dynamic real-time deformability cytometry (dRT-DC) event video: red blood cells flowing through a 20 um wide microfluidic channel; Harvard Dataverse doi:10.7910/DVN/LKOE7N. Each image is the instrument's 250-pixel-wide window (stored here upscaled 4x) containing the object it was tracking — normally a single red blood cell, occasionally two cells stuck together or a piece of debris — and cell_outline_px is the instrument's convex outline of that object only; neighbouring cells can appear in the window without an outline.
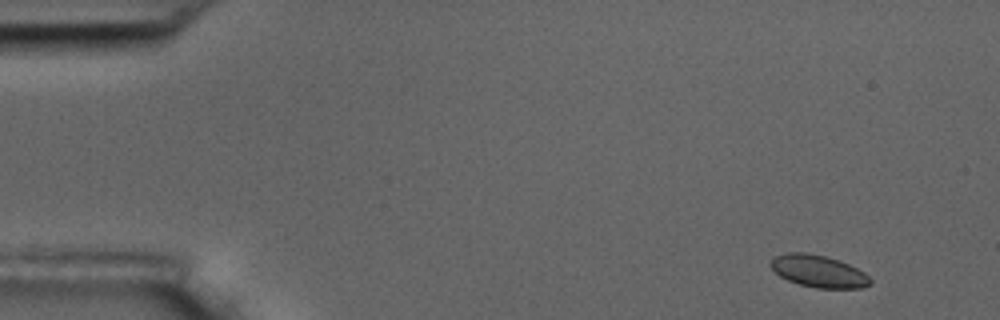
{"species": "common noctule bat (a hibernating species)", "species_latin": "Nyctalus noctula", "temperature_condition": "room temperature", "stored_images_in_passage": 8, "camera_frame_rate_fps": 3000, "um_per_image_px": 0.085, "animal": {"sex": "male", "body_mass_g": 17.5, "forearm_length_mm": 52.3}, "frame": {"image": 1, "passage_image": 1, "time_ms": 0.0, "image_size_px": [1000, 320], "cell_outline_px": [[872, 284], [864, 288], [816, 288], [800, 284], [788, 280], [780, 276], [768, 264], [776, 256], [788, 252], [804, 252], [824, 256], [848, 264], [864, 272], [872, 280]], "centroid_in_image_um": [69.59, 23.06], "position_along_channel_um": 15.4, "area_um2": 18.5}}
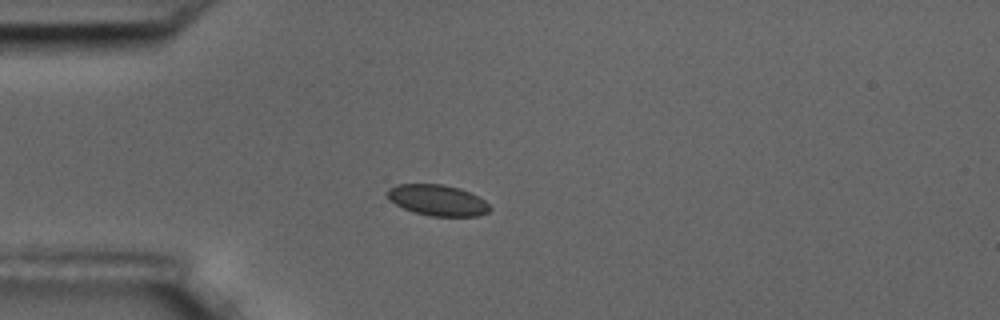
{"frame": {"image": 2, "passage_image": 4, "time_ms": 3.667, "image_size_px": [1000, 320], "cell_outline_px": [[492, 208], [488, 212], [480, 216], [432, 216], [412, 212], [388, 200], [388, 188], [396, 184], [444, 184], [460, 188], [484, 200]], "centroid_in_image_um": [37.18, 17.02], "position_along_channel_um": 47.8, "area_um2": 18.5}}
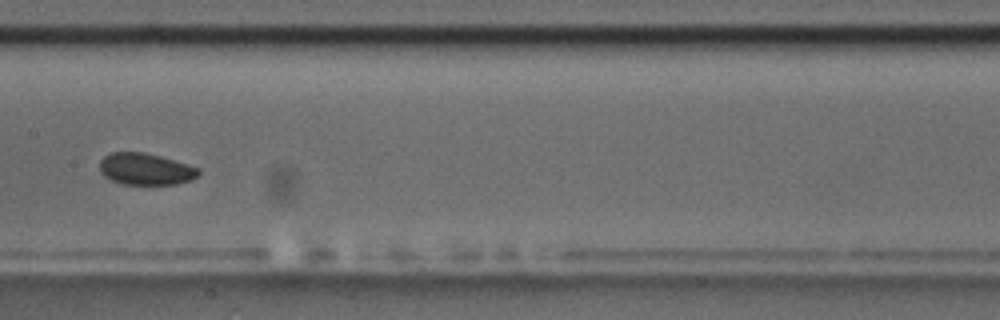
{"frame": {"image": 3, "passage_image": 8, "time_ms": 8.333, "image_size_px": [1000, 320], "cell_outline_px": [[200, 172], [192, 180], [176, 184], [124, 184], [112, 180], [104, 176], [100, 172], [100, 160], [104, 156], [112, 152], [144, 152], [160, 156], [200, 168]], "centroid_in_image_um": [12.37, 14.37], "position_along_channel_um": 195.0, "area_um2": 18.21}}